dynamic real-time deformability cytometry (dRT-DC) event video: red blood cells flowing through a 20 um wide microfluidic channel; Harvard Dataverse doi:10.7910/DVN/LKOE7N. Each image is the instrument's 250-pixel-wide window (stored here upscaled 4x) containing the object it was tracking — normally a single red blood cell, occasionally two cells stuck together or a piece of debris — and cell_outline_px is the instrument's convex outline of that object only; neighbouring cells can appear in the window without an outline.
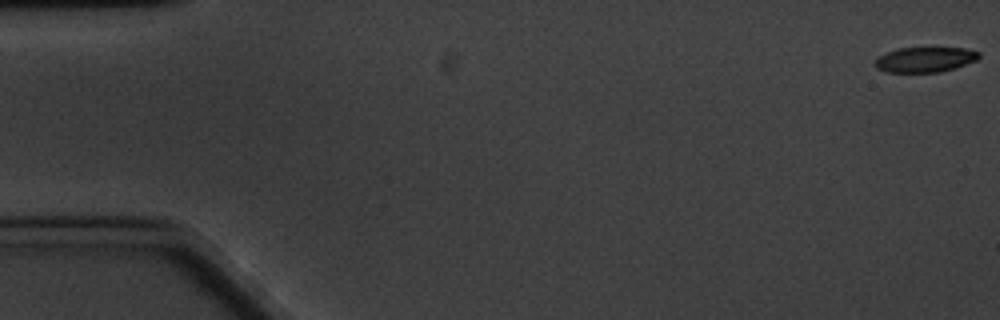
{"species": "common noctule bat (a hibernating species)", "species_latin": "Nyctalus noctula", "temperature_condition": "cold", "stored_images_in_passage": 4, "camera_frame_rate_fps": 3000, "um_per_image_px": 0.085, "animal": {"sex": "male", "body_mass_g": 20.1, "forearm_length_mm": 53.5}, "frame": {"image": 1, "passage_image": 1, "time_ms": 0.0, "image_size_px": [1000, 320], "cell_outline_px": [[980, 56], [976, 60], [940, 72], [888, 72], [876, 68], [876, 60], [880, 56], [888, 52], [900, 48], [964, 48], [980, 52]], "centroid_in_image_um": [78.64, 5.06], "position_along_channel_um": 6.4, "area_um2": 14.85}}